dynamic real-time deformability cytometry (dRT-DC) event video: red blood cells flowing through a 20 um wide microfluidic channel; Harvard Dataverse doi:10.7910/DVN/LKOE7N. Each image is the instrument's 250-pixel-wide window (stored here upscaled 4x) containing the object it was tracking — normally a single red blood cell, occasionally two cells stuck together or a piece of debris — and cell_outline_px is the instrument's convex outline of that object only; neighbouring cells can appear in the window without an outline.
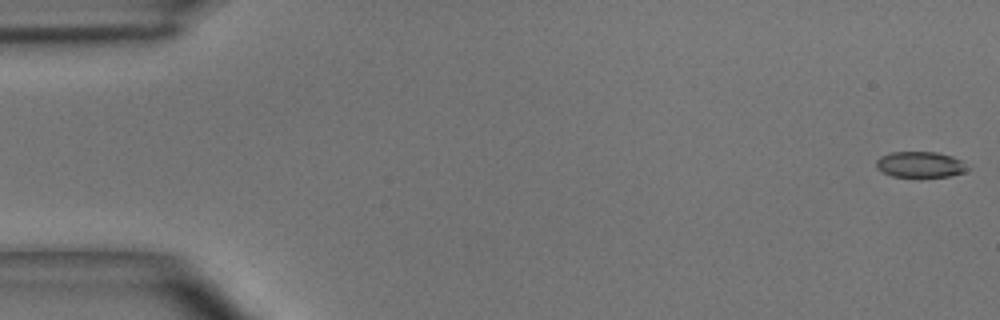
{"species": "common noctule bat (a hibernating species)", "species_latin": "Nyctalus noctula", "temperature_condition": "room temperature", "stored_images_in_passage": 14, "camera_frame_rate_fps": 3000, "um_per_image_px": 0.085, "animal": {"sex": "male", "body_mass_g": 15.6}, "frame": {"image": 1, "passage_image": 1, "time_ms": 0.0, "image_size_px": [1000, 320], "cell_outline_px": [[968, 168], [964, 172], [948, 176], [892, 176], [876, 168], [876, 160], [880, 156], [892, 152], [936, 152], [952, 156], [960, 160]], "centroid_in_image_um": [78.18, 13.97], "position_along_channel_um": 6.8, "area_um2": 13.47}}
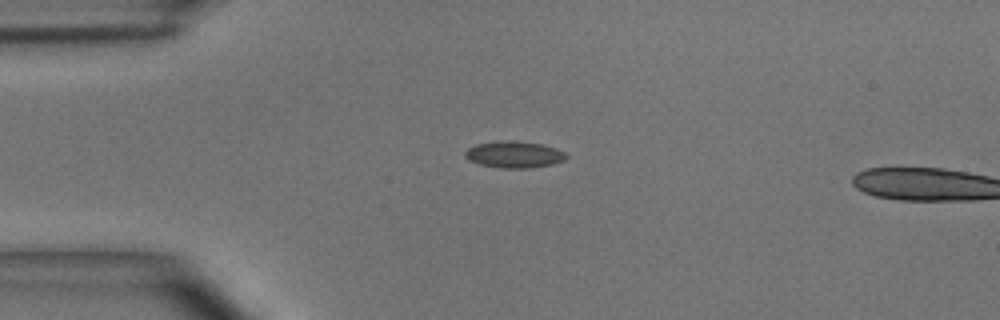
{"frame": {"image": 2, "passage_image": 12, "time_ms": 3.667, "image_size_px": [1000, 320], "cell_outline_px": [[568, 156], [564, 160], [552, 164], [528, 168], [500, 168], [480, 164], [464, 156], [464, 152], [468, 148], [476, 144], [500, 140], [512, 140], [544, 144], [556, 148], [564, 152]], "centroid_in_image_um": [43.71, 13.12], "position_along_channel_um": 41.3, "area_um2": 15.72}}